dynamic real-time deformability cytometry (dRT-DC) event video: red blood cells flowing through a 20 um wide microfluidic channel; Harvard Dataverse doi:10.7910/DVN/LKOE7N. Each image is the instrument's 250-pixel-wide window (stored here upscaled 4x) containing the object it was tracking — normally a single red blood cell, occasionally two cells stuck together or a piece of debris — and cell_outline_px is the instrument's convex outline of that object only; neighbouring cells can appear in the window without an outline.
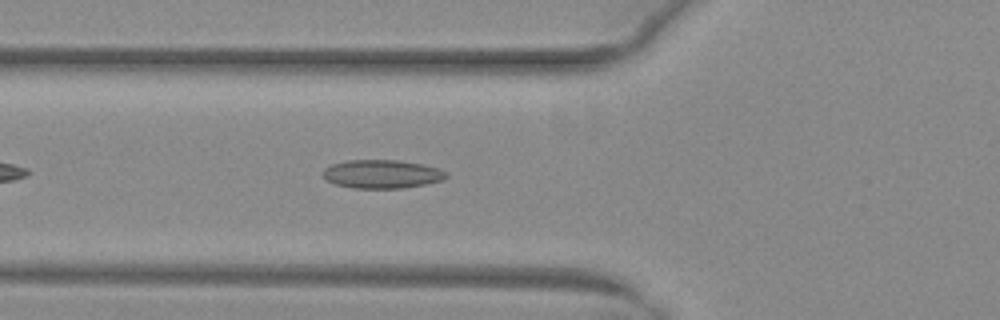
{"species": "common noctule bat (a hibernating species)", "species_latin": "Nyctalus noctula", "temperature_condition": "warm", "stored_images_in_passage": 38, "camera_frame_rate_fps": 3000, "um_per_image_px": 0.085, "animal": {"sex": "female", "body_mass_g": 29.2, "forearm_length_mm": 56.3}, "frame": {"image": 1, "passage_image": 6, "time_ms": 1.667, "image_size_px": [1000, 320], "cell_outline_px": [[448, 176], [444, 180], [404, 188], [352, 188], [336, 184], [324, 180], [320, 172], [324, 168], [332, 164], [348, 160], [400, 160], [424, 164], [440, 168], [448, 172]], "centroid_in_image_um": [32.46, 14.79], "position_along_channel_um": 93.3, "area_um2": 20.87}}
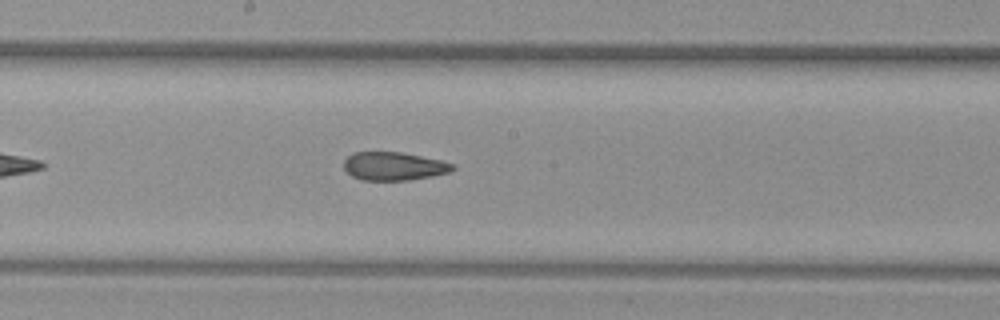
{"frame": {"image": 2, "passage_image": 15, "time_ms": 4.667, "image_size_px": [1000, 320], "cell_outline_px": [[456, 168], [452, 172], [432, 176], [408, 180], [360, 180], [352, 176], [344, 168], [344, 160], [352, 152], [400, 152], [440, 160], [452, 164]], "centroid_in_image_um": [33.47, 14.13], "position_along_channel_um": 214.7, "area_um2": 17.92}}
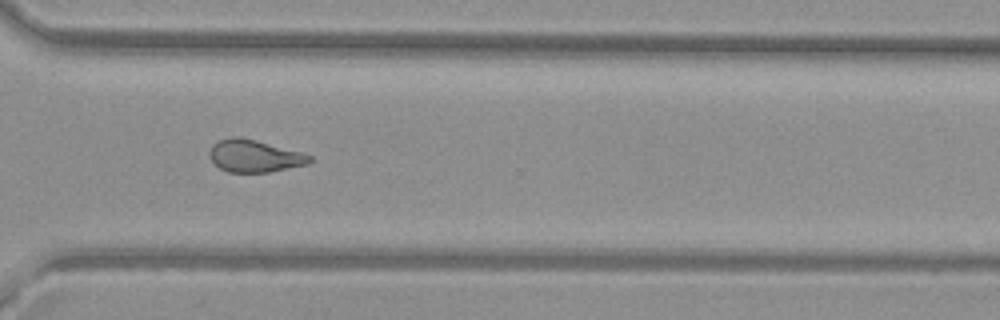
{"frame": {"image": 3, "passage_image": 25, "time_ms": 8.0, "image_size_px": [1000, 320], "cell_outline_px": [[312, 160], [308, 164], [268, 172], [228, 172], [220, 168], [208, 156], [208, 152], [212, 144], [220, 140], [232, 136], [240, 136], [256, 140], [300, 152], [312, 156]], "centroid_in_image_um": [21.6, 13.25], "position_along_channel_um": 349.0, "area_um2": 18.79}, "authors_computed_cell_mechanics": {"area_um2": 19.4786, "velocity_mm_per_s": 4.0385, "shape_relaxation_time_tau1_ms": null, "shape_relaxation_time_tau2_ms": 2.4952, "deformation_change_tau1": null, "deformation_change_tau2": 0.0944}}